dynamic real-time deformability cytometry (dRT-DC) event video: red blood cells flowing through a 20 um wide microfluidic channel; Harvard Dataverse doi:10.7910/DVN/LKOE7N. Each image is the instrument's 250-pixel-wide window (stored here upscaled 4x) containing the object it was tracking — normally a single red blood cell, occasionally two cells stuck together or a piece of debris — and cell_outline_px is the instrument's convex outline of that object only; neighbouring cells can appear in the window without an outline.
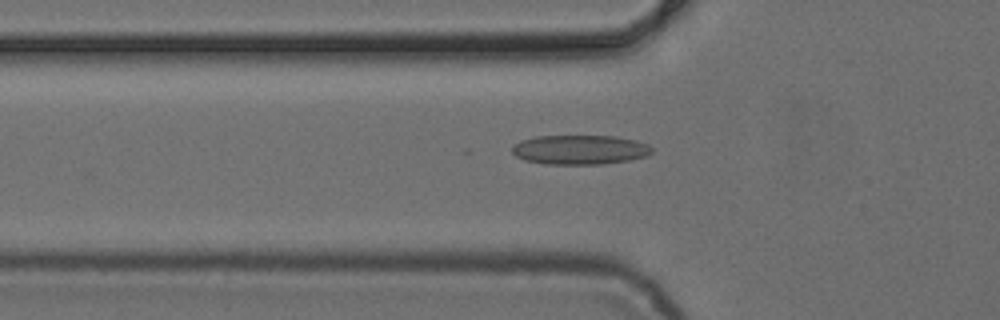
{"species": "common noctule bat (a hibernating species)", "species_latin": "Nyctalus noctula", "temperature_condition": "cold", "stored_images_in_passage": 50, "camera_frame_rate_fps": 3000, "um_per_image_px": 0.085, "animal": {"sex": "female", "body_mass_g": 24.6, "forearm_length_mm": 56.2}, "frame": {"image": 1, "passage_image": 18, "time_ms": 5.667, "image_size_px": [1000, 320], "cell_outline_px": [[652, 152], [648, 156], [628, 160], [604, 164], [544, 164], [524, 160], [516, 156], [512, 152], [512, 148], [520, 140], [536, 136], [616, 136], [636, 140], [648, 144], [652, 148]], "centroid_in_image_um": [49.3, 12.72], "position_along_channel_um": 76.5, "area_um2": 24.1}}
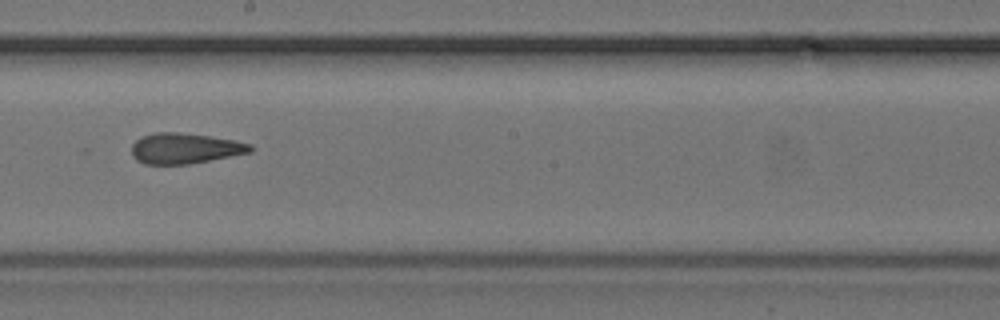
{"frame": {"image": 2, "passage_image": 30, "time_ms": 9.667, "image_size_px": [1000, 320], "cell_outline_px": [[256, 148], [252, 152], [188, 164], [144, 164], [136, 160], [132, 156], [132, 144], [140, 136], [156, 132], [176, 132], [208, 136], [232, 140], [252, 144]], "centroid_in_image_um": [15.7, 12.61], "position_along_channel_um": 232.5, "area_um2": 21.15}}
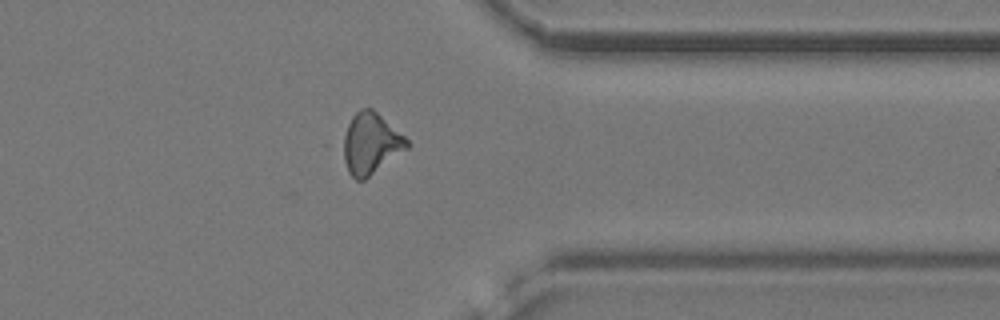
{"frame": {"image": 3, "passage_image": 42, "time_ms": 13.667, "image_size_px": [1000, 320], "cell_outline_px": [[408, 148], [364, 180], [356, 180], [348, 172], [336, 148], [336, 144], [352, 116], [360, 108], [372, 108], [404, 136], [408, 140]], "centroid_in_image_um": [31.37, 12.21], "position_along_channel_um": 380.0, "area_um2": 23.52}}